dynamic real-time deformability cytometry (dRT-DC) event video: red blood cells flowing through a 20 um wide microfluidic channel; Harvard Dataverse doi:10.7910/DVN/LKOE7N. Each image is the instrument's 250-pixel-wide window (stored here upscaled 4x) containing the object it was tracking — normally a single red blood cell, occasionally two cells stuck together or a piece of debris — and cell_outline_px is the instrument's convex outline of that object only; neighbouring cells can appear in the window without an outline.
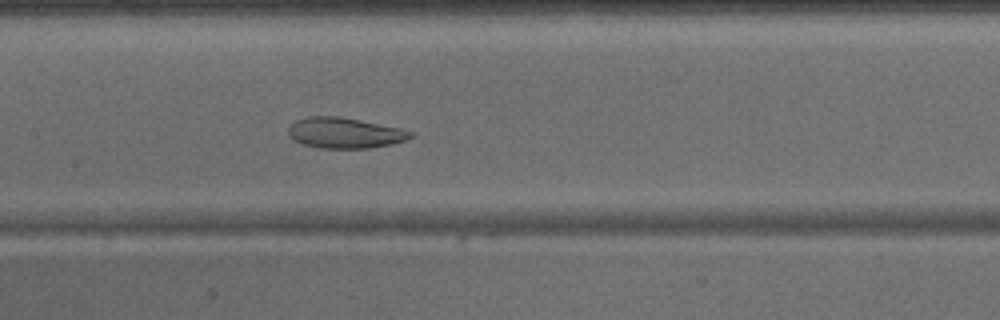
{"species": "common noctule bat (a hibernating species)", "species_latin": "Nyctalus noctula", "temperature_condition": "warm", "stored_images_in_passage": 36, "camera_frame_rate_fps": 3000, "um_per_image_px": 0.085, "animal": {"sex": "male", "body_mass_g": 15.6}, "frame": {"image": 1, "passage_image": 13, "time_ms": 4.0, "image_size_px": [1000, 320], "cell_outline_px": [[416, 132], [412, 136], [404, 140], [392, 144], [368, 148], [320, 148], [304, 144], [292, 140], [288, 136], [288, 128], [296, 120], [308, 116], [340, 116], [400, 128]], "centroid_in_image_um": [29.28, 11.29], "position_along_channel_um": 178.1, "area_um2": 21.85}}
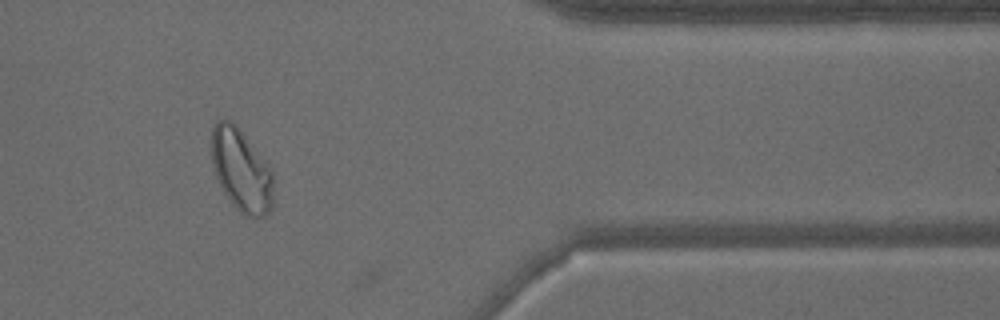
{"frame": {"image": 2, "passage_image": 29, "time_ms": 9.333, "image_size_px": [1000, 320], "cell_outline_px": [[272, 208], [268, 216], [248, 216], [240, 212], [224, 192], [216, 176], [212, 164], [212, 128], [220, 120], [228, 120], [236, 124], [268, 164], [272, 172]], "centroid_in_image_um": [20.52, 14.47], "position_along_channel_um": 390.9, "area_um2": 29.3}}
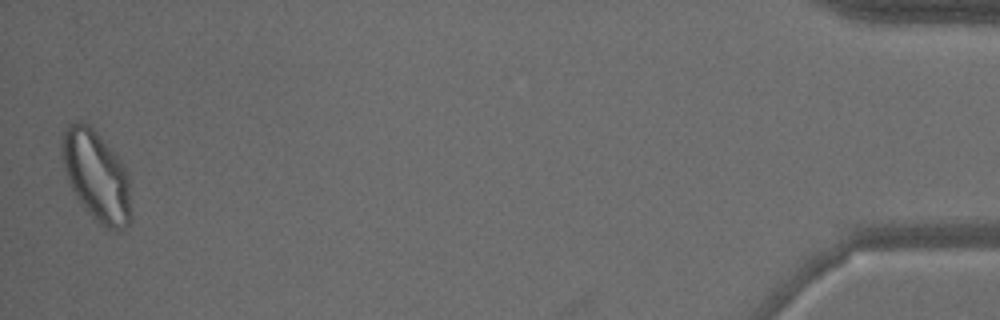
{"frame": {"image": 3, "passage_image": 36, "time_ms": 11.667, "image_size_px": [1000, 320], "cell_outline_px": [[128, 224], [124, 228], [104, 228], [92, 216], [76, 196], [72, 188], [64, 168], [60, 156], [60, 144], [64, 132], [68, 124], [80, 120], [88, 124], [96, 132], [120, 160], [128, 176]], "centroid_in_image_um": [8.12, 14.88], "position_along_channel_um": 427.1, "area_um2": 35.32}}